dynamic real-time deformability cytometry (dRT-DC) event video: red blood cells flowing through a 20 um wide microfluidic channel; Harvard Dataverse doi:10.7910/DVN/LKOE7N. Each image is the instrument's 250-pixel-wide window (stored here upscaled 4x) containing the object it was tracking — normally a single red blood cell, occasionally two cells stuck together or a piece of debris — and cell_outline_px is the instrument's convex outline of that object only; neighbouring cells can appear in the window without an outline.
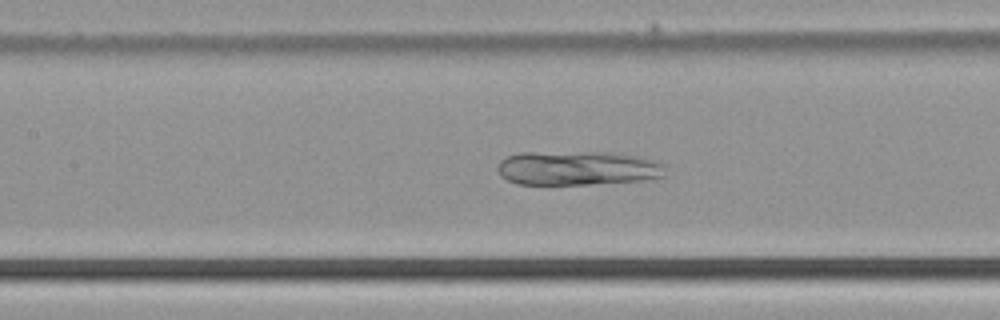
{"species": "common noctule bat (a hibernating species)", "species_latin": "Nyctalus noctula", "temperature_condition": "cold", "stored_images_in_passage": 33, "camera_frame_rate_fps": 3000, "um_per_image_px": 0.085, "animal": {"sex": "male", "body_mass_g": 21.5, "forearm_length_mm": 52.0}, "frame": {"image": 1, "passage_image": 10, "time_ms": 3.0, "image_size_px": [1000, 320], "cell_outline_px": [[668, 164], [664, 176], [644, 180], [588, 184], [516, 184], [500, 176], [496, 168], [500, 160], [504, 156], [520, 152], [608, 152], [640, 156], [656, 160]], "centroid_in_image_um": [49.11, 14.28], "position_along_channel_um": 158.3, "area_um2": 34.1}}
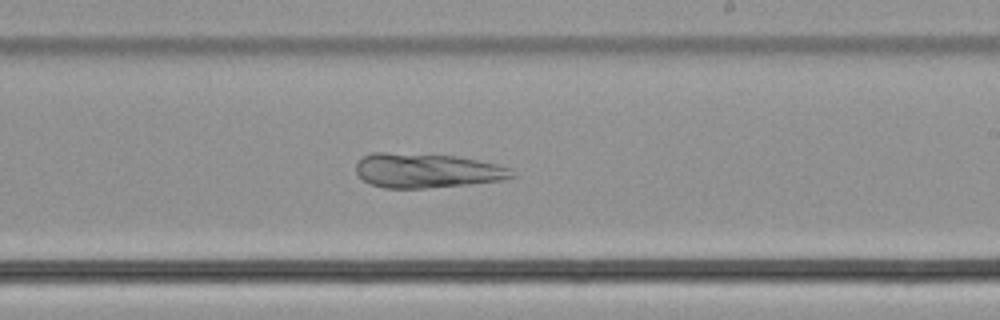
{"frame": {"image": 2, "passage_image": 17, "time_ms": 5.333, "image_size_px": [1000, 320], "cell_outline_px": [[520, 176], [504, 180], [424, 188], [384, 188], [372, 184], [364, 180], [356, 172], [356, 164], [364, 156], [372, 152], [388, 152], [456, 156], [496, 164], [512, 168]], "centroid_in_image_um": [36.33, 14.49], "position_along_channel_um": 252.7, "area_um2": 31.33}}
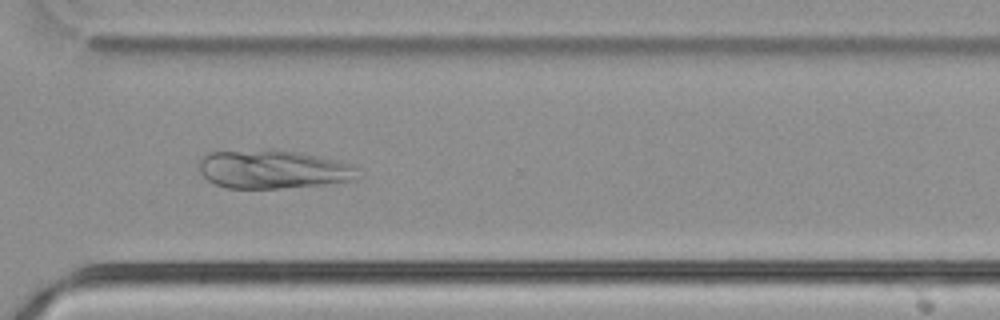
{"frame": {"image": 3, "passage_image": 24, "time_ms": 7.667, "image_size_px": [1000, 320], "cell_outline_px": [[356, 180], [328, 184], [280, 188], [228, 188], [216, 184], [208, 180], [200, 172], [200, 160], [208, 152], [268, 148], [300, 152], [336, 160], [348, 164], [352, 168]], "centroid_in_image_um": [23.13, 14.37], "position_along_channel_um": 347.5, "area_um2": 35.6}}